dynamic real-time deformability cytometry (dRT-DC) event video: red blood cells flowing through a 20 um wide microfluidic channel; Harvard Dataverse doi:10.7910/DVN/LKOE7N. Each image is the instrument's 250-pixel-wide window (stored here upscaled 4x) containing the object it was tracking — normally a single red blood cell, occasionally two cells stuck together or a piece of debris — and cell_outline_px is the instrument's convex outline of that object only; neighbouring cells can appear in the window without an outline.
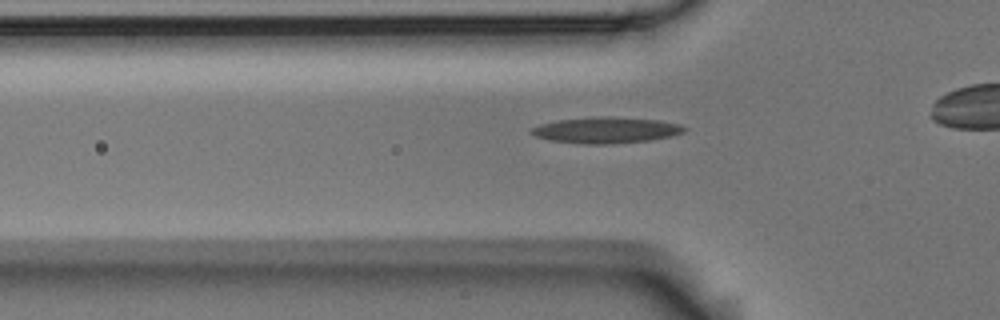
{"species": "Egyptian fruit bat (a non-hibernating species)", "species_latin": "Rousettus aegyptiacus", "temperature_condition": "room temperature", "stored_images_in_passage": 37, "camera_frame_rate_fps": 3000, "um_per_image_px": 0.085, "animal": {"sex": "male"}, "frame": {"image": 1, "passage_image": 11, "time_ms": 3.333, "image_size_px": [1000, 320], "cell_outline_px": [[684, 132], [672, 136], [648, 140], [608, 144], [580, 144], [548, 140], [536, 136], [528, 132], [532, 128], [540, 124], [556, 120], [600, 116], [608, 116], [660, 120], [680, 124], [684, 128]], "centroid_in_image_um": [51.47, 11.06], "position_along_channel_um": 74.3, "area_um2": 23.29}}
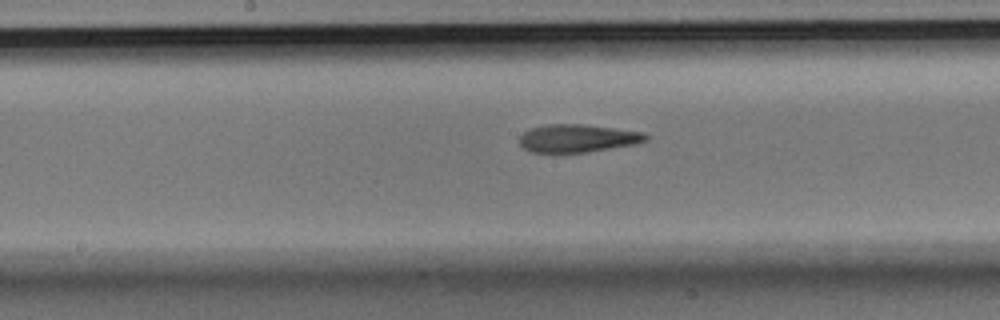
{"frame": {"image": 2, "passage_image": 21, "time_ms": 6.667, "image_size_px": [1000, 320], "cell_outline_px": [[648, 140], [636, 144], [584, 152], [552, 156], [528, 152], [520, 144], [520, 136], [524, 132], [532, 128], [548, 124], [580, 124], [612, 128], [640, 132], [648, 136]], "centroid_in_image_um": [48.99, 11.81], "position_along_channel_um": 199.2, "area_um2": 20.98}}
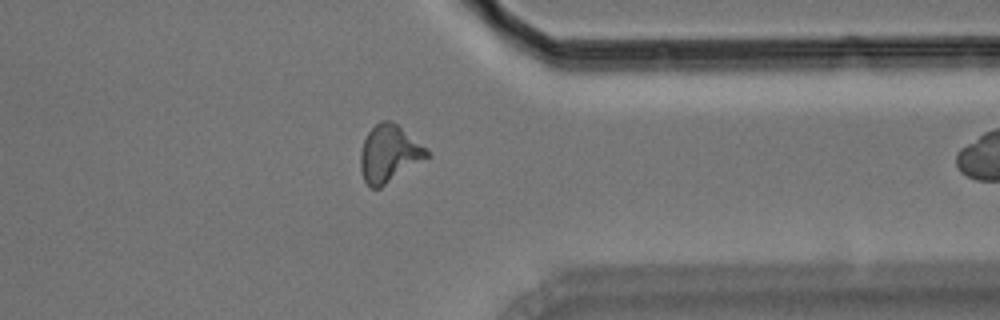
{"frame": {"image": 3, "passage_image": 36, "time_ms": 11.667, "image_size_px": [1000, 320], "cell_outline_px": [[428, 156], [380, 188], [372, 188], [364, 180], [360, 168], [360, 152], [364, 140], [368, 132], [380, 120], [392, 120], [428, 148]], "centroid_in_image_um": [33.05, 13.03], "position_along_channel_um": 378.3, "area_um2": 21.85}}